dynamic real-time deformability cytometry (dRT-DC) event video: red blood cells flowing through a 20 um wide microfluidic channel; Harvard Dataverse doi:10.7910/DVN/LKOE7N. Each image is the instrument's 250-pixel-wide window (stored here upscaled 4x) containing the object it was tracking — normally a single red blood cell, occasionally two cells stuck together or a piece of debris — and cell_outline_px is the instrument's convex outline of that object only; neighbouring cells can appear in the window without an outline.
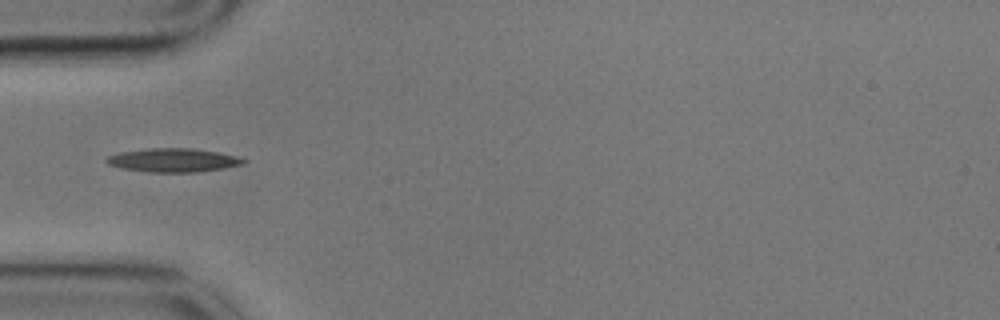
{"species": "common noctule bat (a hibernating species)", "species_latin": "Nyctalus noctula", "temperature_condition": "cold", "stored_images_in_passage": 40, "camera_frame_rate_fps": 3000, "um_per_image_px": 0.085, "animal": {"sex": "male", "body_mass_g": 17.9}, "frame": {"image": 1, "passage_image": 1, "time_ms": 0.0, "image_size_px": [1000, 320], "cell_outline_px": [[248, 160], [244, 164], [224, 168], [196, 172], [148, 172], [120, 168], [108, 164], [104, 160], [108, 156], [120, 152], [152, 148], [192, 148], [216, 152], [236, 156]], "centroid_in_image_um": [14.71, 13.62], "position_along_channel_um": 70.3, "area_um2": 18.84}}
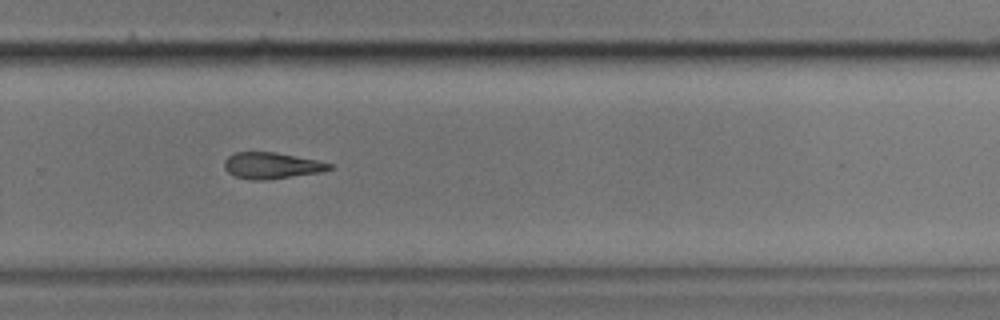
{"frame": {"image": 2, "passage_image": 21, "time_ms": 6.667, "image_size_px": [1000, 320], "cell_outline_px": [[332, 168], [320, 172], [264, 180], [252, 180], [236, 176], [228, 172], [224, 168], [224, 160], [228, 156], [236, 152], [276, 152], [316, 160], [332, 164]], "centroid_in_image_um": [23.05, 14.06], "position_along_channel_um": 306.7, "area_um2": 15.9}}
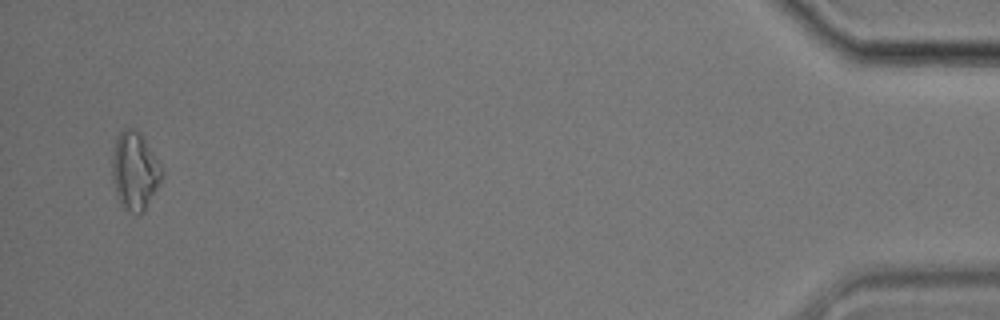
{"frame": {"image": 3, "passage_image": 38, "time_ms": 12.333, "image_size_px": [1000, 320], "cell_outline_px": [[164, 176], [144, 212], [132, 212], [124, 208], [120, 204], [112, 180], [112, 156], [116, 140], [120, 132], [124, 128], [132, 128], [140, 132], [144, 136], [160, 164], [164, 172]], "centroid_in_image_um": [11.47, 14.51], "position_along_channel_um": 423.7, "area_um2": 22.66}}